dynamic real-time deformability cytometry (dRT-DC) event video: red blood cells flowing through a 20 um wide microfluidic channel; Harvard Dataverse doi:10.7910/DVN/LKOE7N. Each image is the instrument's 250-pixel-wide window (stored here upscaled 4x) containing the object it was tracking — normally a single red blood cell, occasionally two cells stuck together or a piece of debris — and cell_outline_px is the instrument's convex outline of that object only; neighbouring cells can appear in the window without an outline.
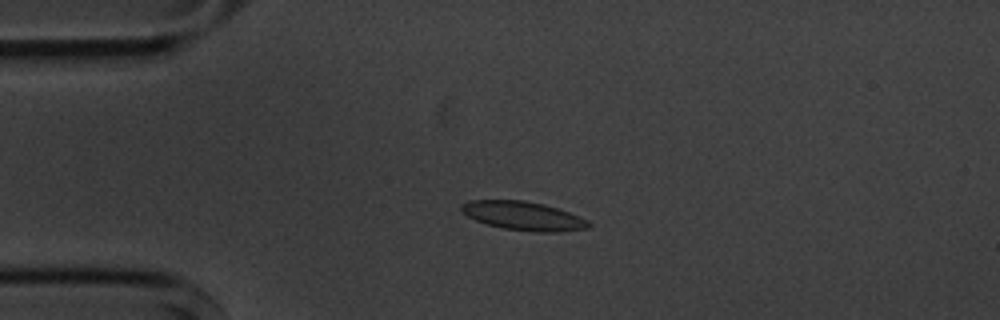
{"species": "common noctule bat (a hibernating species)", "species_latin": "Nyctalus noctula", "temperature_condition": "cold", "stored_images_in_passage": 14, "camera_frame_rate_fps": 3000, "um_per_image_px": 0.085, "animal": {"sex": "male", "body_mass_g": 20.1, "forearm_length_mm": 53.5}, "frame": {"image": 1, "passage_image": 3, "time_ms": 3.0, "image_size_px": [1000, 320], "cell_outline_px": [[592, 224], [588, 228], [556, 232], [536, 232], [504, 228], [488, 224], [476, 220], [468, 216], [460, 208], [460, 204], [468, 200], [524, 200], [544, 204], [568, 212], [588, 220]], "centroid_in_image_um": [44.48, 18.34], "position_along_channel_um": 40.5, "area_um2": 21.15}}
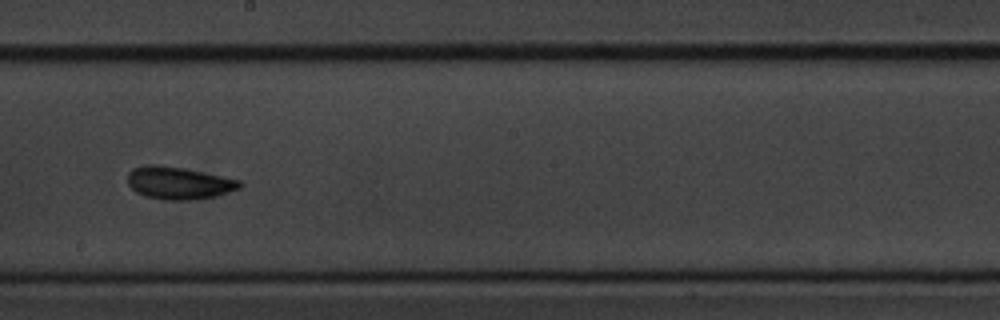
{"frame": {"image": 2, "passage_image": 8, "time_ms": 9.0, "image_size_px": [1000, 320], "cell_outline_px": [[244, 184], [240, 188], [216, 196], [192, 200], [164, 200], [144, 196], [136, 192], [128, 184], [128, 172], [132, 168], [144, 164], [152, 164], [184, 168], [240, 180]], "centroid_in_image_um": [15.17, 15.55], "position_along_channel_um": 233.0, "area_um2": 21.33}}
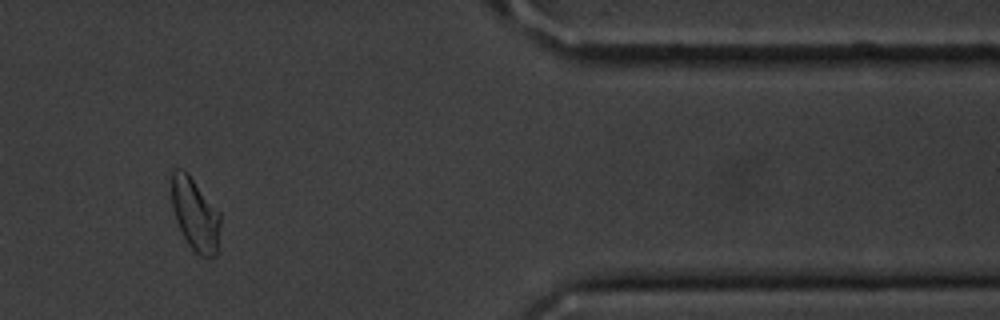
{"frame": {"image": 3, "passage_image": 12, "time_ms": 14.333, "image_size_px": [1000, 320], "cell_outline_px": [[220, 220], [216, 256], [200, 256], [188, 244], [176, 220], [172, 208], [172, 172], [176, 168], [184, 168], [188, 172], [220, 212]], "centroid_in_image_um": [16.58, 18.17], "position_along_channel_um": 394.8, "area_um2": 20.52}, "authors_computed_cell_mechanics": {"area_um2": 20.5479, "velocity_mm_per_s": 3.5852, "shape_relaxation_time_tau1_ms": 2.4413, "shape_relaxation_time_tau2_ms": null, "deformation_change_tau1": 0.0798, "deformation_change_tau2": null}}